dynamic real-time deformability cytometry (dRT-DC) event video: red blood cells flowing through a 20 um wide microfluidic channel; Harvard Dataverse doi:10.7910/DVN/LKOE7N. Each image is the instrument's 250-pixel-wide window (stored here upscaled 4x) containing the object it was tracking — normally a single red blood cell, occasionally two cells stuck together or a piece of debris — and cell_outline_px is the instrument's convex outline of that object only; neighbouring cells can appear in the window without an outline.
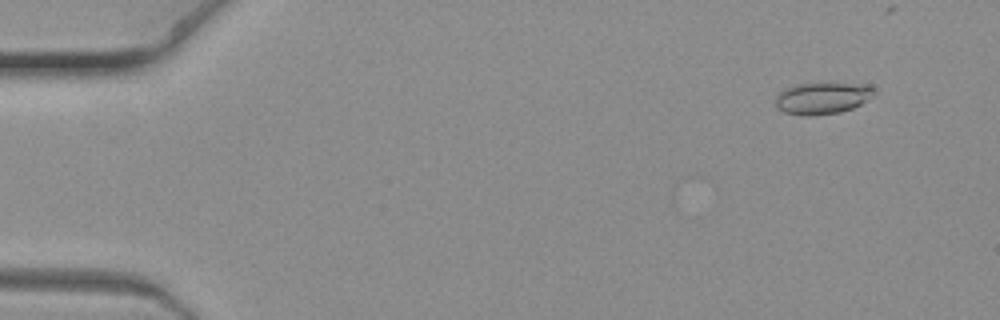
{"species": "common noctule bat (a hibernating species)", "species_latin": "Nyctalus noctula", "temperature_condition": "warm", "stored_images_in_passage": 12, "camera_frame_rate_fps": 3000, "um_per_image_px": 0.085, "animal": {"sex": "female", "body_mass_g": 19.3, "forearm_length_mm": 54.1}, "frame": {"image": 1, "passage_image": 2, "time_ms": 0.333, "image_size_px": [1000, 320], "cell_outline_px": [[876, 92], [868, 100], [852, 108], [840, 112], [808, 116], [804, 116], [784, 112], [776, 108], [776, 96], [784, 88], [796, 84], [872, 84]], "centroid_in_image_um": [69.91, 8.35], "position_along_channel_um": 15.1, "area_um2": 18.21}}
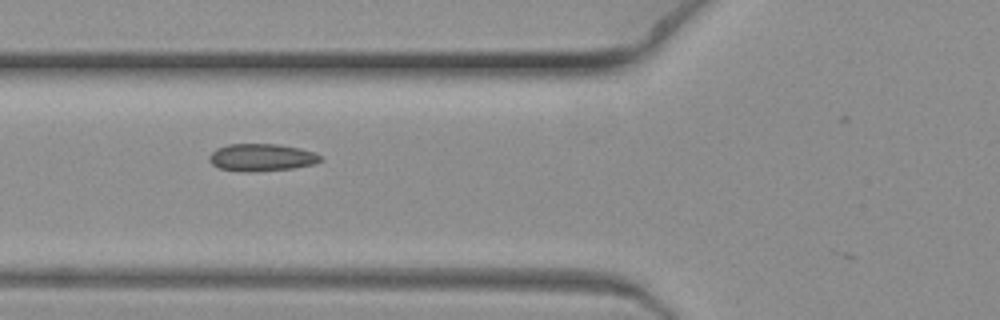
{"frame": {"image": 2, "passage_image": 8, "time_ms": 2.333, "image_size_px": [1000, 320], "cell_outline_px": [[324, 160], [316, 164], [292, 168], [248, 172], [244, 172], [220, 168], [212, 164], [208, 160], [208, 156], [216, 148], [228, 144], [276, 144], [300, 148], [312, 152], [320, 156]], "centroid_in_image_um": [22.22, 13.38], "position_along_channel_um": 103.6, "area_um2": 17.74}}
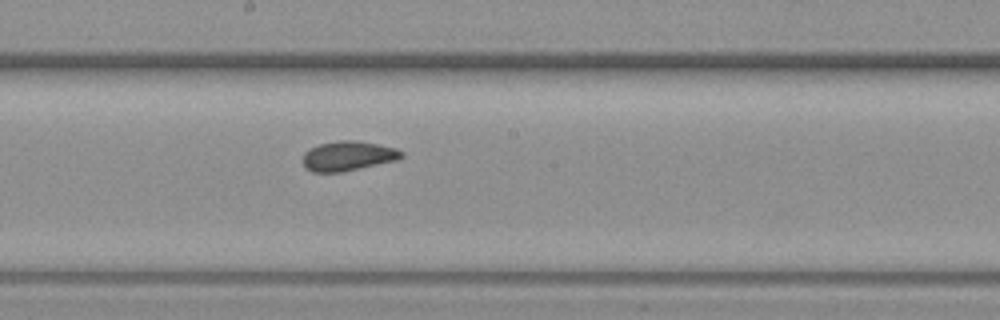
{"frame": {"image": 3, "passage_image": 11, "time_ms": 3.333, "image_size_px": [1000, 320], "cell_outline_px": [[404, 156], [396, 160], [340, 172], [312, 172], [304, 168], [304, 152], [308, 148], [320, 144], [340, 140], [356, 140], [396, 148], [404, 152]], "centroid_in_image_um": [29.56, 13.25], "position_along_channel_um": 218.6, "area_um2": 16.94}}